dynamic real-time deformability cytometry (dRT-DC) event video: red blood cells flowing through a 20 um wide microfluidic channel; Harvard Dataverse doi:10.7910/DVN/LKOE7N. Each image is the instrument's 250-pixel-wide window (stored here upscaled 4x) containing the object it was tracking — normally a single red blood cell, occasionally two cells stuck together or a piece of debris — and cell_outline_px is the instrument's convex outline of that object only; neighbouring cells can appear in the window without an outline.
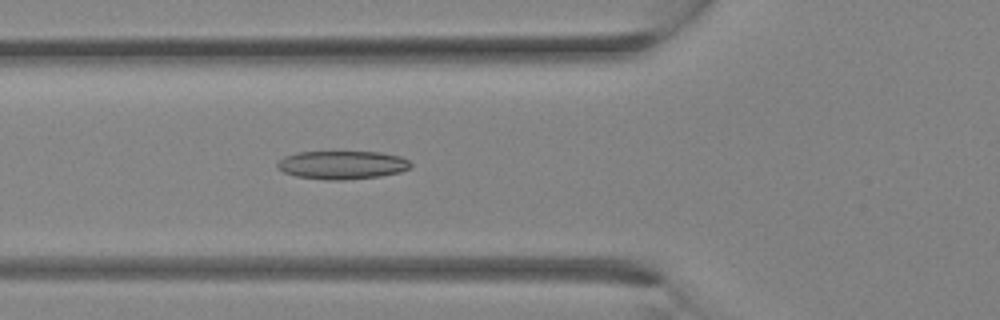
{"species": "Egyptian fruit bat (a non-hibernating species)", "species_latin": "Rousettus aegyptiacus", "temperature_condition": "room temperature", "stored_images_in_passage": 16, "camera_frame_rate_fps": 3000, "um_per_image_px": 0.085, "animal": {"sex": "female"}, "frame": {"image": 1, "passage_image": 12, "time_ms": 3.667, "image_size_px": [1000, 320], "cell_outline_px": [[412, 168], [400, 172], [380, 176], [344, 180], [328, 180], [296, 176], [284, 172], [276, 168], [276, 164], [284, 156], [296, 152], [380, 152], [400, 156], [408, 160], [412, 164]], "centroid_in_image_um": [29.09, 14.02], "position_along_channel_um": 96.7, "area_um2": 22.14}}
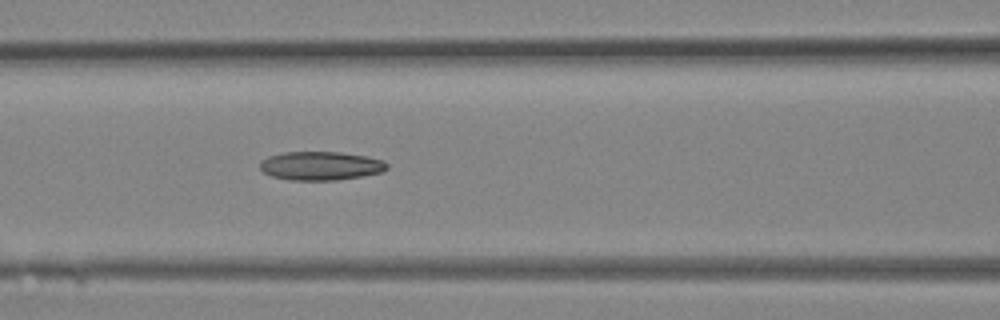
{"frame": {"image": 2, "passage_image": 14, "time_ms": 4.333, "image_size_px": [1000, 320], "cell_outline_px": [[388, 168], [380, 172], [360, 176], [336, 180], [288, 180], [272, 176], [264, 172], [260, 168], [260, 160], [268, 156], [284, 152], [340, 152], [368, 156], [384, 160], [388, 164]], "centroid_in_image_um": [27.25, 14.08], "position_along_channel_um": 139.4, "area_um2": 21.27}}
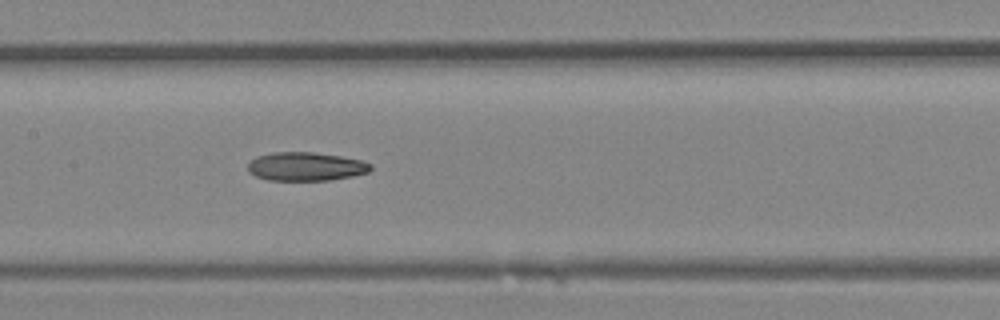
{"frame": {"image": 3, "passage_image": 16, "time_ms": 5.0, "image_size_px": [1000, 320], "cell_outline_px": [[372, 168], [368, 172], [352, 176], [328, 180], [268, 180], [256, 176], [248, 172], [248, 164], [256, 156], [272, 152], [312, 152], [340, 156], [360, 160], [372, 164]], "centroid_in_image_um": [25.97, 14.15], "position_along_channel_um": 181.4, "area_um2": 20.4}}